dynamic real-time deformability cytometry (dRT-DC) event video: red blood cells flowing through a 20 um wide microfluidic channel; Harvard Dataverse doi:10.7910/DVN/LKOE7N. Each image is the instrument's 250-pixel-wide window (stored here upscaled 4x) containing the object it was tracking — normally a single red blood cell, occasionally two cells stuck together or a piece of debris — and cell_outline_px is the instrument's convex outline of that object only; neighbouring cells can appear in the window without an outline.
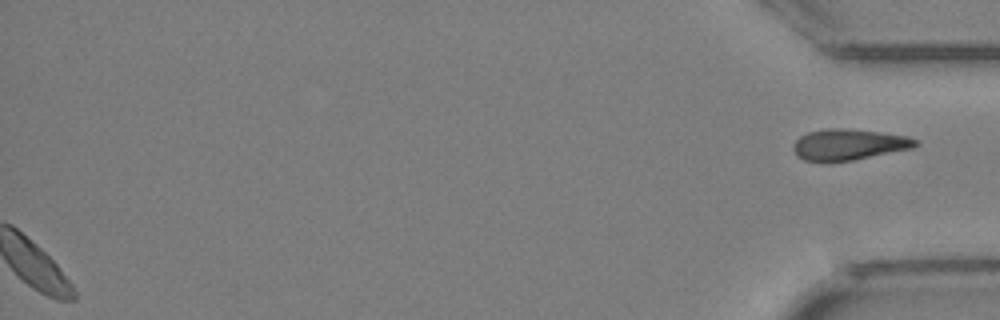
{"species": "Egyptian fruit bat (a non-hibernating species)", "species_latin": "Rousettus aegyptiacus", "temperature_condition": "cold", "stored_images_in_passage": 31, "segment_of_instrument_passage": [2, 2], "camera_frame_rate_fps": 3000, "um_per_image_px": 0.085, "animal": {"sex": "female"}, "frame": {"image": 1, "passage_image": 31, "time_ms": 10.0, "image_size_px": [1000, 320], "cell_outline_px": [[920, 144], [912, 148], [852, 160], [828, 164], [804, 160], [796, 156], [792, 148], [796, 140], [800, 136], [808, 132], [828, 128], [840, 128], [876, 132], [908, 136], [916, 140]], "centroid_in_image_um": [72.08, 12.32], "position_along_channel_um": 363.1, "area_um2": 22.25}}